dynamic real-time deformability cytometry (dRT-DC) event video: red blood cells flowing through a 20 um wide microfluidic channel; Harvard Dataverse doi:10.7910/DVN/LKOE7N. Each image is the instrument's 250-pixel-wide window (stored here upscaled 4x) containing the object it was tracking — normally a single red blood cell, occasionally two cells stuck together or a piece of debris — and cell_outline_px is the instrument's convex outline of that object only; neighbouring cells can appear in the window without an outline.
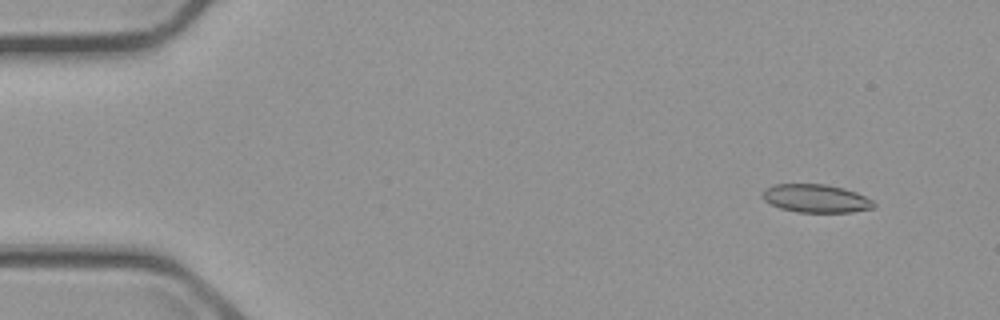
{"species": "common noctule bat (a hibernating species)", "species_latin": "Nyctalus noctula", "temperature_condition": "cold", "stored_images_in_passage": 7, "camera_frame_rate_fps": 3000, "um_per_image_px": 0.085, "animal": {"sex": "male", "body_mass_g": 23.1, "forearm_length_mm": 52.7}, "frame": {"image": 1, "passage_image": 2, "time_ms": 1.333, "image_size_px": [1000, 320], "cell_outline_px": [[876, 208], [852, 212], [796, 212], [780, 208], [764, 200], [760, 196], [760, 192], [764, 188], [772, 184], [824, 184], [844, 188], [856, 192], [872, 200], [876, 204]], "centroid_in_image_um": [69.33, 16.86], "position_along_channel_um": 15.7, "area_um2": 18.55}}
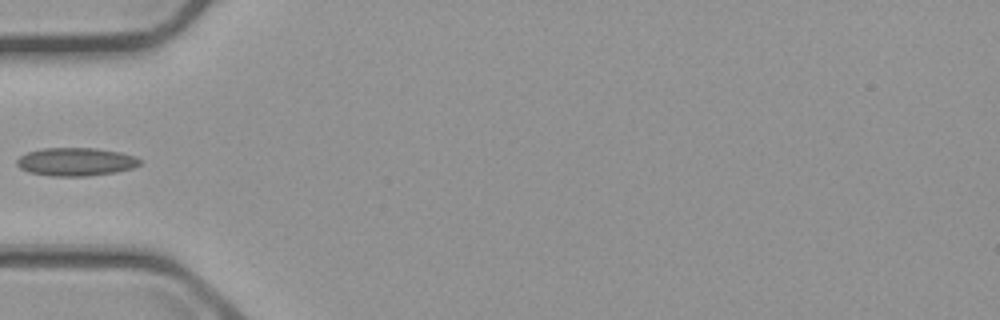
{"frame": {"image": 2, "passage_image": 6, "time_ms": 6.0, "image_size_px": [1000, 320], "cell_outline_px": [[140, 164], [132, 168], [116, 172], [88, 176], [52, 176], [28, 172], [20, 168], [16, 164], [16, 160], [20, 156], [28, 152], [44, 148], [96, 148], [120, 152], [132, 156], [140, 160]], "centroid_in_image_um": [6.41, 13.75], "position_along_channel_um": 78.6, "area_um2": 20.11}}
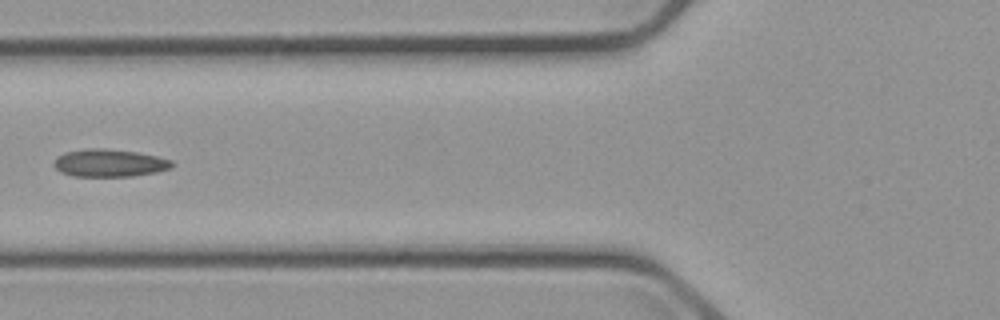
{"frame": {"image": 3, "passage_image": 7, "time_ms": 7.0, "image_size_px": [1000, 320], "cell_outline_px": [[176, 164], [172, 168], [156, 172], [132, 176], [72, 176], [60, 172], [52, 164], [56, 156], [64, 152], [88, 148], [108, 148], [136, 152], [156, 156], [172, 160]], "centroid_in_image_um": [9.29, 13.85], "position_along_channel_um": 116.5, "area_um2": 19.25}}